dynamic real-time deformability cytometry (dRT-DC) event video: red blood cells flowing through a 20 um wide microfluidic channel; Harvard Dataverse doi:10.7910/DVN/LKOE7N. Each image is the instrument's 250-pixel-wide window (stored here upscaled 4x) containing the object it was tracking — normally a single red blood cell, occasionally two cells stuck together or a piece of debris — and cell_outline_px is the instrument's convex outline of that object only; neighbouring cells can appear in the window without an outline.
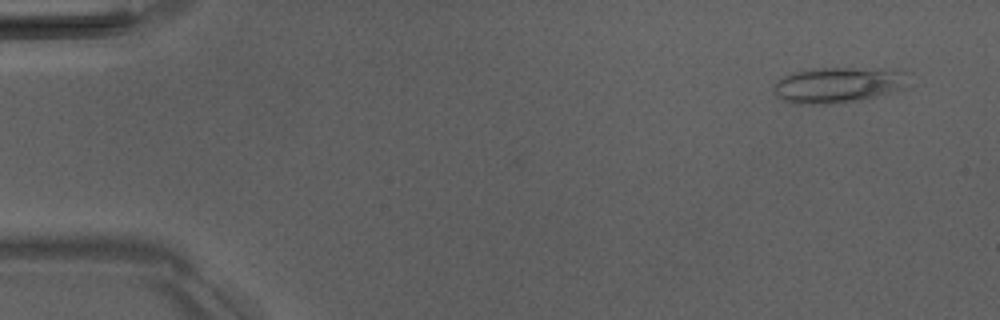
{"species": "Egyptian fruit bat (a non-hibernating species)", "species_latin": "Rousettus aegyptiacus", "temperature_condition": "room temperature", "stored_images_in_passage": 4, "camera_frame_rate_fps": 3000, "um_per_image_px": 0.085, "animal": {"sex": "male"}, "frame": {"image": 1, "passage_image": 1, "time_ms": 0.0, "image_size_px": [1000, 320], "cell_outline_px": [[912, 72], [908, 84], [904, 88], [860, 100], [832, 104], [792, 104], [776, 96], [772, 92], [772, 84], [776, 80], [784, 76], [796, 72], [812, 68], [900, 68]], "centroid_in_image_um": [71.3, 7.2], "position_along_channel_um": 13.7, "area_um2": 28.9}}
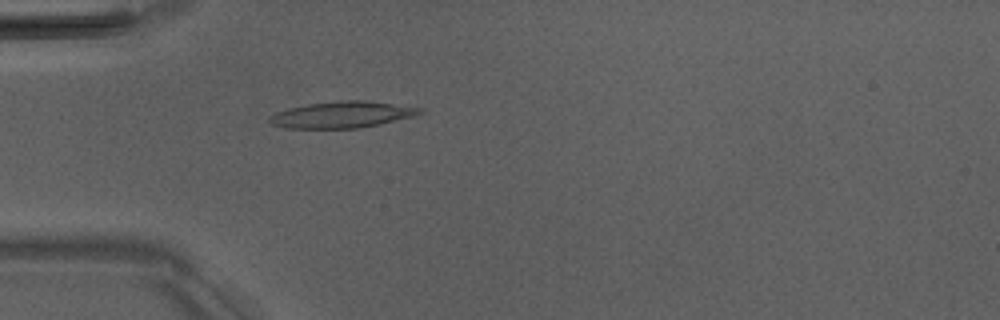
{"frame": {"image": 2, "passage_image": 4, "time_ms": 4.0, "image_size_px": [1000, 320], "cell_outline_px": [[424, 112], [416, 116], [380, 124], [356, 128], [284, 128], [272, 124], [268, 120], [268, 116], [276, 112], [288, 108], [308, 104], [340, 100], [364, 100], [424, 108]], "centroid_in_image_um": [29.09, 9.74], "position_along_channel_um": 55.9, "area_um2": 23.24}}